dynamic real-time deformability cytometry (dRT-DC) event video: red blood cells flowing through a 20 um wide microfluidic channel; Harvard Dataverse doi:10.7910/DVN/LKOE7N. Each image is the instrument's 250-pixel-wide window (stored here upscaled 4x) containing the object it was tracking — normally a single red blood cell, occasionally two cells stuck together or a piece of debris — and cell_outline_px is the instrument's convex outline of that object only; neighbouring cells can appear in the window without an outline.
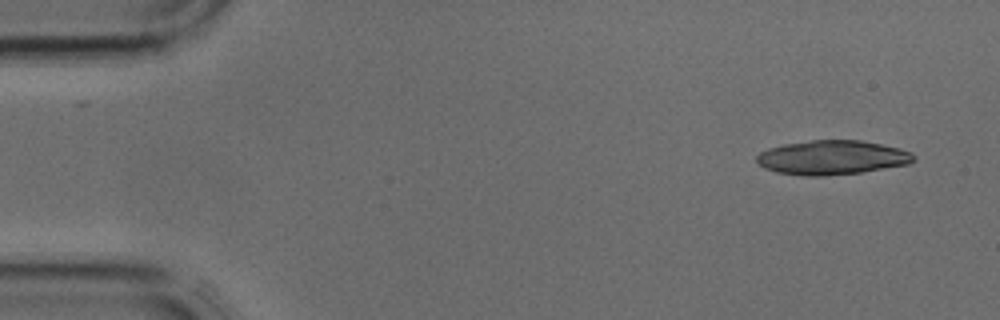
{"species": "common noctule bat (a hibernating species)", "species_latin": "Nyctalus noctula", "temperature_condition": "cold", "stored_images_in_passage": 2, "camera_frame_rate_fps": 3000, "um_per_image_px": 0.085, "animal": {"sex": "male", "body_mass_g": 17.9, "forearm_length_mm": 54.2}, "frame": {"image": 1, "passage_image": 1, "time_ms": 0.0, "image_size_px": [1000, 320], "cell_outline_px": [[916, 160], [908, 164], [860, 172], [824, 176], [804, 176], [776, 172], [764, 168], [756, 160], [756, 156], [760, 152], [768, 148], [784, 144], [812, 140], [860, 140], [900, 148], [912, 152], [916, 156]], "centroid_in_image_um": [70.73, 13.39], "position_along_channel_um": 14.3, "area_um2": 31.39}}